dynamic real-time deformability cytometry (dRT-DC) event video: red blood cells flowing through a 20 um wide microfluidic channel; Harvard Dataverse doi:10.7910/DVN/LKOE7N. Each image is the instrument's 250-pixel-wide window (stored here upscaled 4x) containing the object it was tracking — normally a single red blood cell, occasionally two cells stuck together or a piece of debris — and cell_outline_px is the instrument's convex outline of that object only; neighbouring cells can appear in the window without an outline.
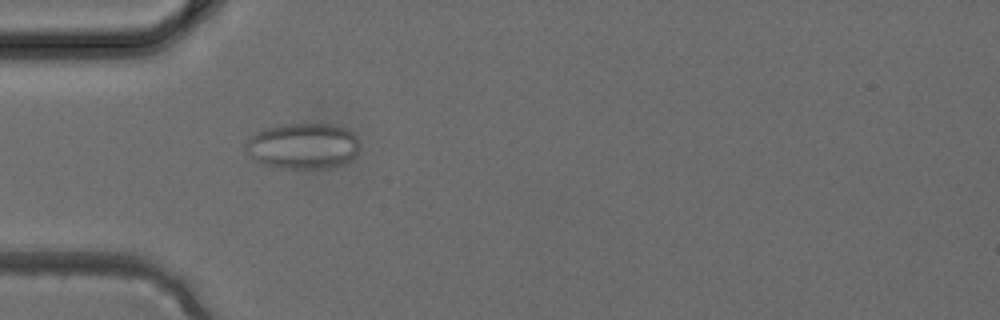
{"species": "common noctule bat (a hibernating species)", "species_latin": "Nyctalus noctula", "temperature_condition": "cold", "stored_images_in_passage": 2, "camera_frame_rate_fps": 3000, "um_per_image_px": 0.085, "animal": {"sex": "female", "body_mass_g": 24.6, "forearm_length_mm": 56.2}, "frame": {"image": 1, "passage_image": 2, "time_ms": 0.333, "image_size_px": [1000, 320], "cell_outline_px": [[360, 148], [356, 156], [348, 164], [332, 168], [280, 168], [260, 164], [244, 148], [244, 144], [256, 132], [264, 128], [276, 124], [336, 124], [348, 128], [356, 136], [360, 144]], "centroid_in_image_um": [25.81, 12.41], "position_along_channel_um": 59.2, "area_um2": 31.21}}